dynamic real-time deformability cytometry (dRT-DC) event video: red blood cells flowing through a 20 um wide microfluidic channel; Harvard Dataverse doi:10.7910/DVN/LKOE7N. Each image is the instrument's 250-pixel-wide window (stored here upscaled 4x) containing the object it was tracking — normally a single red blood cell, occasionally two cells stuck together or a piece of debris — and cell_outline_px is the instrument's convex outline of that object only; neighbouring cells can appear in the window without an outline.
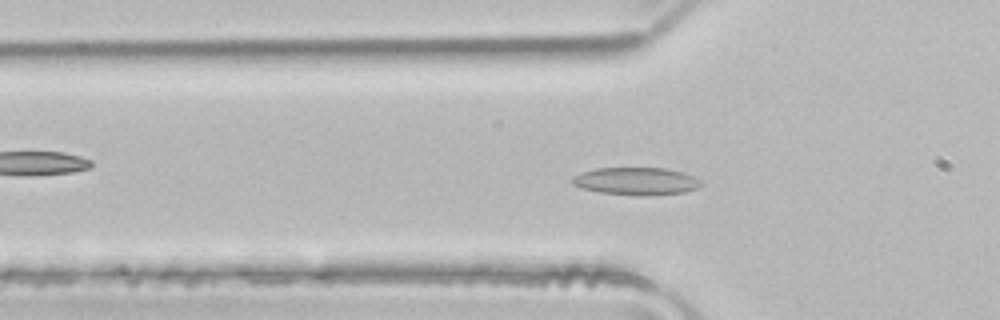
{"species": "common noctule bat (a hibernating species)", "species_latin": "Nyctalus noctula", "temperature_condition": "room temperature", "stored_images_in_passage": 50, "camera_frame_rate_fps": 3000, "um_per_image_px": 0.085, "animal": {"sex": "male", "body_mass_g": 21.5, "forearm_length_mm": 52.0}, "frame": {"image": 1, "passage_image": 16, "time_ms": 5.0, "image_size_px": [1000, 320], "cell_outline_px": [[704, 184], [696, 188], [684, 192], [648, 196], [644, 196], [600, 192], [580, 188], [572, 184], [572, 176], [596, 168], [664, 168], [684, 172], [704, 180]], "centroid_in_image_um": [54.13, 15.4], "position_along_channel_um": 71.7, "area_um2": 20.87}}
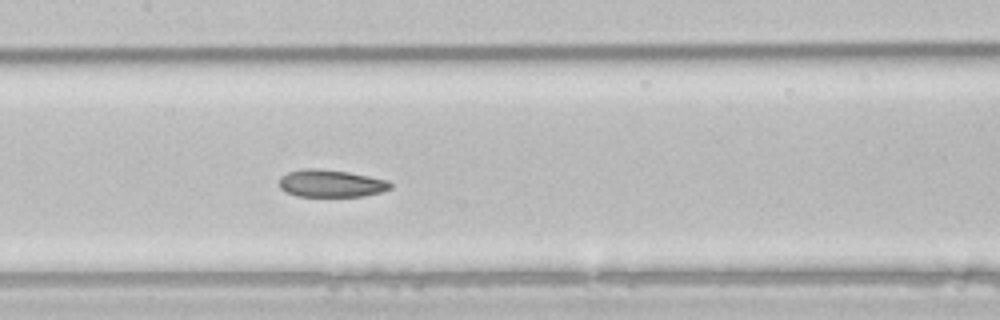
{"frame": {"image": 2, "passage_image": 24, "time_ms": 7.667, "image_size_px": [1000, 320], "cell_outline_px": [[392, 188], [384, 192], [364, 196], [296, 196], [280, 188], [280, 176], [288, 172], [304, 168], [312, 168], [348, 172], [388, 180], [392, 184]], "centroid_in_image_um": [28.17, 15.59], "position_along_channel_um": 179.2, "area_um2": 17.74}}
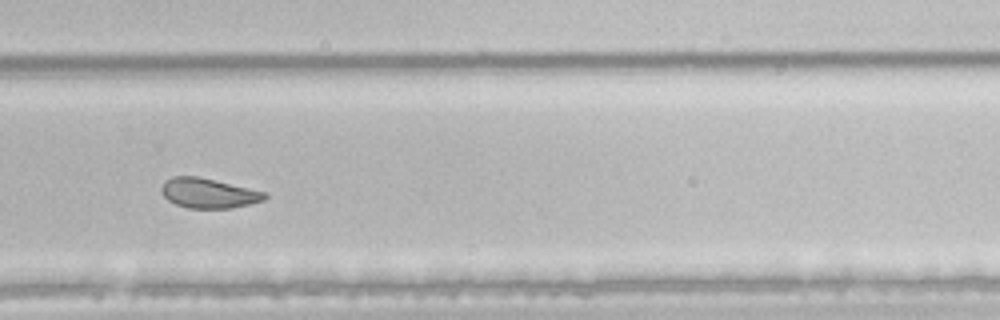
{"frame": {"image": 3, "passage_image": 34, "time_ms": 11.0, "image_size_px": [1000, 320], "cell_outline_px": [[268, 196], [264, 200], [232, 208], [188, 208], [176, 204], [168, 200], [160, 192], [160, 188], [172, 176], [196, 176], [268, 192]], "centroid_in_image_um": [17.74, 16.42], "position_along_channel_um": 312.1, "area_um2": 17.86}, "authors_computed_cell_mechanics": {"area_um2": 20.8369, "velocity_mm_per_s": 3.998, "shape_relaxation_time_tau1_ms": 6.8176, "shape_relaxation_time_tau2_ms": 2.096, "deformation_change_tau1": 0.1519, "deformation_change_tau2": 0.0774}}